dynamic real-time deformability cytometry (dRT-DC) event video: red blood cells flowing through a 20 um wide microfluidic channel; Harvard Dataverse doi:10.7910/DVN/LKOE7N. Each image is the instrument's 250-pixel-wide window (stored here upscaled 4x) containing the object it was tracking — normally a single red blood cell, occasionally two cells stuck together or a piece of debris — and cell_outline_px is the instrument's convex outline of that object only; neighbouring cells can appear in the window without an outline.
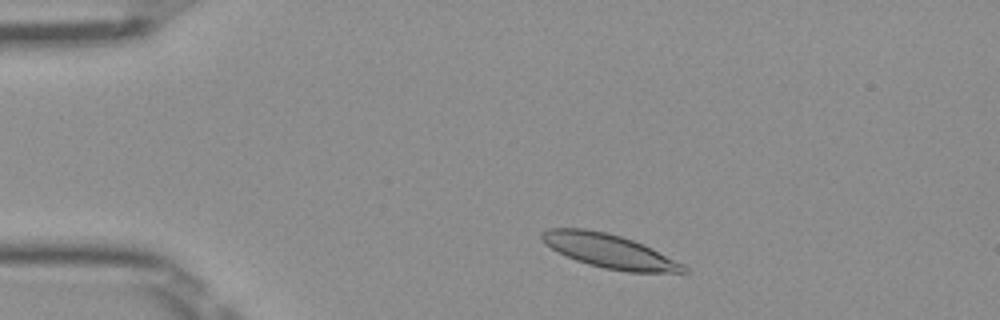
{"species": "Egyptian fruit bat (a non-hibernating species)", "species_latin": "Rousettus aegyptiacus", "temperature_condition": "room temperature", "stored_images_in_passage": 45, "camera_frame_rate_fps": 3000, "um_per_image_px": 0.085, "frame": {"image": 1, "passage_image": 4, "time_ms": 1.0, "image_size_px": [1000, 320], "cell_outline_px": [[692, 272], [628, 272], [604, 268], [588, 264], [576, 260], [544, 244], [540, 236], [540, 232], [548, 228], [584, 228], [604, 232], [620, 236], [632, 240], [652, 248], [684, 264]], "centroid_in_image_um": [51.79, 21.34], "position_along_channel_um": 33.2, "area_um2": 27.8}}
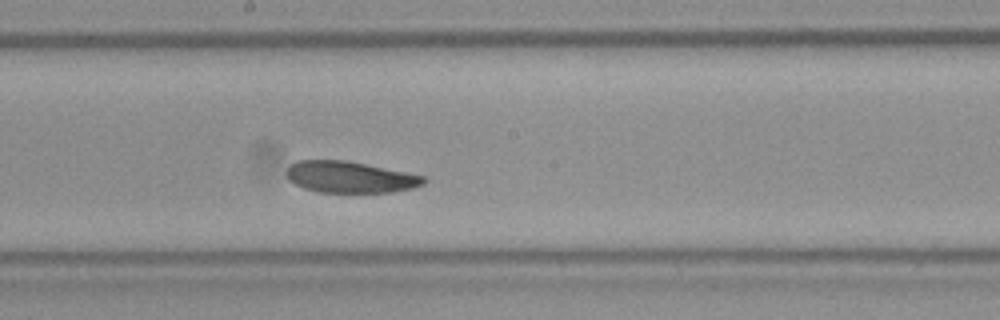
{"frame": {"image": 2, "passage_image": 22, "time_ms": 7.0, "image_size_px": [1000, 320], "cell_outline_px": [[428, 180], [424, 184], [412, 188], [392, 192], [320, 192], [304, 188], [288, 180], [288, 168], [296, 160], [344, 160], [424, 176]], "centroid_in_image_um": [29.75, 15.06], "position_along_channel_um": 218.4, "area_um2": 24.74}}
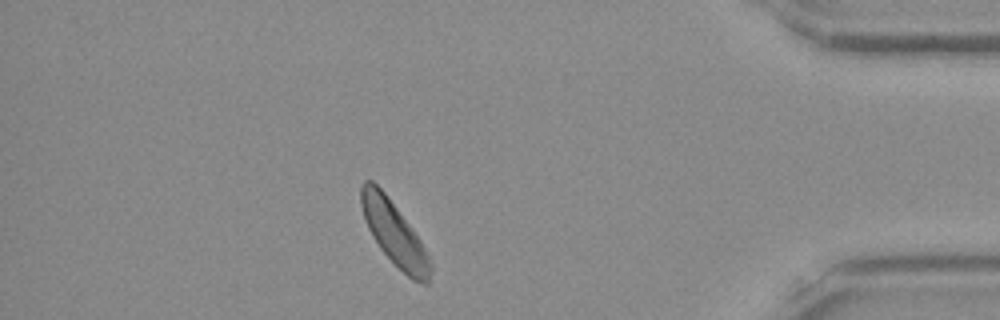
{"frame": {"image": 3, "passage_image": 39, "time_ms": 12.667, "image_size_px": [1000, 320], "cell_outline_px": [[432, 272], [428, 284], [424, 284], [412, 280], [380, 248], [372, 236], [368, 228], [360, 204], [360, 184], [364, 180], [372, 180], [384, 192], [420, 240], [432, 264]], "centroid_in_image_um": [33.5, 19.84], "position_along_channel_um": 401.7, "area_um2": 25.09}, "authors_computed_cell_mechanics": {"area_um2": 26.2412, "velocity_mm_per_s": 3.9443, "shape_relaxation_time_tau1_ms": 3.4856, "shape_relaxation_time_tau2_ms": 5.4541, "deformation_change_tau1": 0.1029, "deformation_change_tau2": 0.119}}